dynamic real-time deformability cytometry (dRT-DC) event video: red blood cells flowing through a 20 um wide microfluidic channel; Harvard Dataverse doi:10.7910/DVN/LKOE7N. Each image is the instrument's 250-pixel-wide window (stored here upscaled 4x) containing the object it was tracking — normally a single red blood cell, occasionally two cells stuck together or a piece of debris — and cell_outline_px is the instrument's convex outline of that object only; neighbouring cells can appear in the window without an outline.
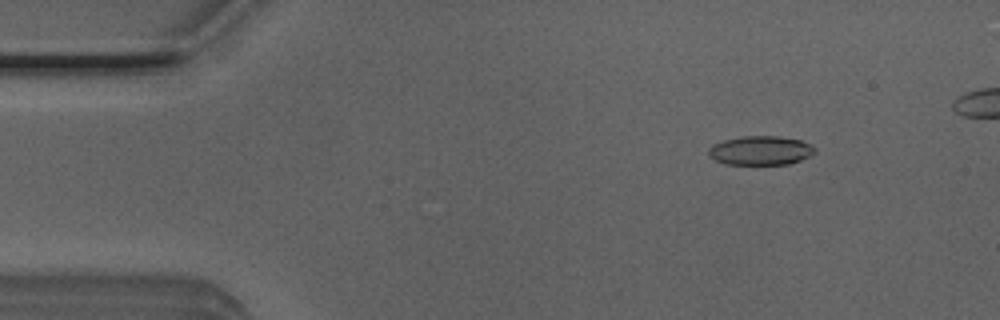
{"species": "Egyptian fruit bat (a non-hibernating species)", "species_latin": "Rousettus aegyptiacus", "temperature_condition": "room temperature", "stored_images_in_passage": 14, "camera_frame_rate_fps": 3000, "um_per_image_px": 0.085, "animal": {"sex": "male"}, "frame": {"image": 1, "passage_image": 6, "time_ms": 1.667, "image_size_px": [1000, 320], "cell_outline_px": [[816, 152], [800, 160], [788, 164], [724, 164], [708, 156], [708, 148], [712, 144], [724, 140], [740, 136], [780, 136], [800, 140], [816, 148]], "centroid_in_image_um": [64.61, 12.78], "position_along_channel_um": 20.4, "area_um2": 18.03}}